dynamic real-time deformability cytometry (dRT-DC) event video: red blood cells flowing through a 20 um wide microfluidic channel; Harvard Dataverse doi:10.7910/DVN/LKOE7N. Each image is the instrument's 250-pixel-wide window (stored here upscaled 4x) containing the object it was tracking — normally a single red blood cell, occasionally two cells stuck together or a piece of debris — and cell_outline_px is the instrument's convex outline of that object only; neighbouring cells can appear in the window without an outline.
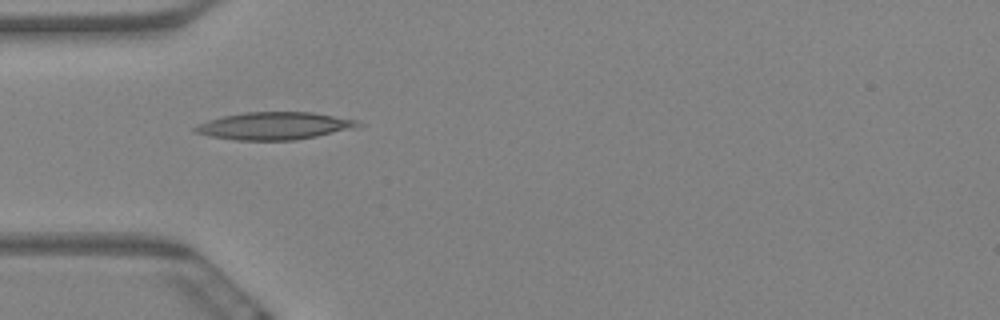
{"species": "Egyptian fruit bat (a non-hibernating species)", "species_latin": "Rousettus aegyptiacus", "temperature_condition": "warm", "stored_images_in_passage": 7, "camera_frame_rate_fps": 3000, "um_per_image_px": 0.085, "animal": {"sex": "female"}, "frame": {"image": 1, "passage_image": 6, "time_ms": 1.667, "image_size_px": [1000, 320], "cell_outline_px": [[364, 124], [360, 128], [316, 136], [292, 140], [236, 140], [212, 136], [196, 132], [192, 128], [208, 120], [224, 116], [244, 112], [312, 112], [356, 120]], "centroid_in_image_um": [23.4, 10.69], "position_along_channel_um": 61.6, "area_um2": 25.95}}
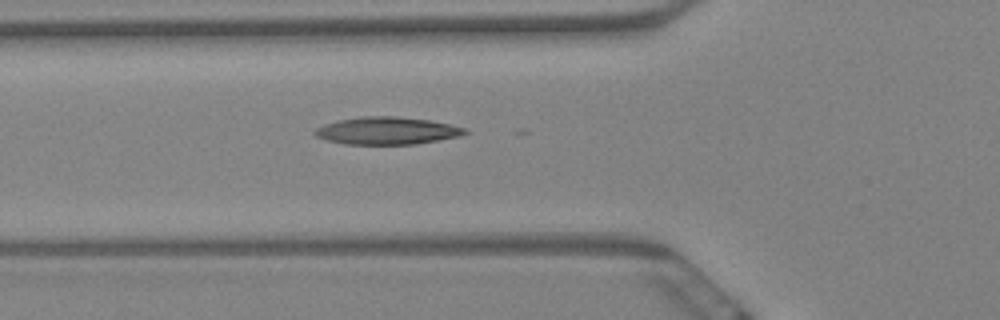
{"frame": {"image": 2, "passage_image": 7, "time_ms": 2.0, "image_size_px": [1000, 320], "cell_outline_px": [[472, 132], [460, 136], [412, 144], [344, 144], [324, 140], [316, 136], [312, 132], [316, 128], [324, 124], [340, 120], [360, 116], [396, 116], [428, 120], [468, 128]], "centroid_in_image_um": [32.89, 11.11], "position_along_channel_um": 92.9, "area_um2": 24.04}}